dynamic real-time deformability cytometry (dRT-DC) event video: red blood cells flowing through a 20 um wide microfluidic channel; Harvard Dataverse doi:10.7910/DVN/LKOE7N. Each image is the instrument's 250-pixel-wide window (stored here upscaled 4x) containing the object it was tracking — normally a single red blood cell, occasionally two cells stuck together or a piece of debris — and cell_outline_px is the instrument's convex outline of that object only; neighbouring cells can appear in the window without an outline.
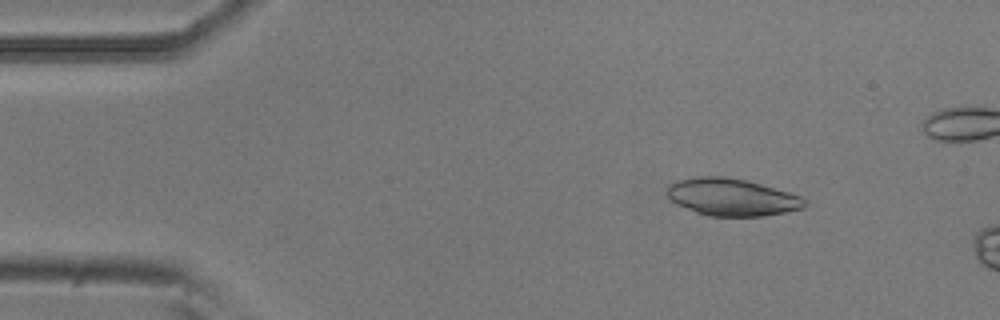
{"species": "common noctule bat (a hibernating species)", "species_latin": "Nyctalus noctula", "temperature_condition": "room temperature", "stored_images_in_passage": 8, "camera_frame_rate_fps": 3000, "um_per_image_px": 0.085, "animal": {"sex": "male", "body_mass_g": 20.5, "forearm_length_mm": 52.5}, "frame": {"image": 1, "passage_image": 2, "time_ms": 0.333, "image_size_px": [1000, 320], "cell_outline_px": [[808, 204], [804, 208], [788, 212], [764, 216], [708, 216], [696, 212], [676, 204], [664, 192], [668, 184], [676, 180], [696, 176], [724, 176], [744, 180], [760, 184], [788, 192], [800, 196], [808, 200]], "centroid_in_image_um": [62.19, 16.76], "position_along_channel_um": 22.8, "area_um2": 30.17}}